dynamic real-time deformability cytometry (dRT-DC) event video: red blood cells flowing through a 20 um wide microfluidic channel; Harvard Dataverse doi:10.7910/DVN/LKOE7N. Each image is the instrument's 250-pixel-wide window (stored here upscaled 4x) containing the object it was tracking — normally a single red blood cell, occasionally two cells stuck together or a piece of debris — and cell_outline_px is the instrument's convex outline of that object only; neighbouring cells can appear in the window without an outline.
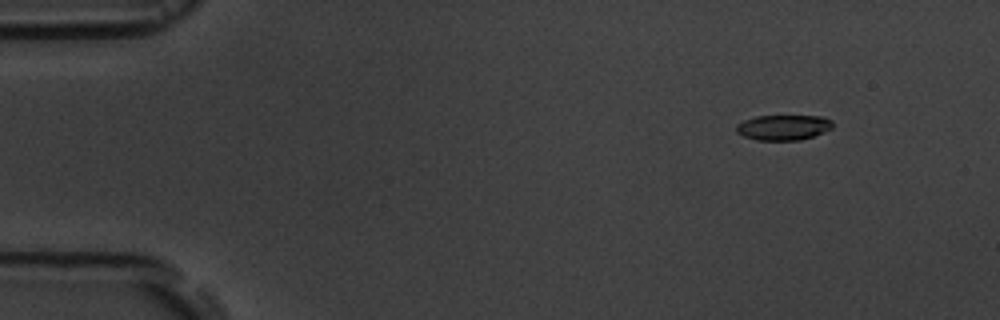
{"species": "common noctule bat (a hibernating species)", "species_latin": "Nyctalus noctula", "temperature_condition": "room temperature", "stored_images_in_passage": 5, "camera_frame_rate_fps": 3000, "um_per_image_px": 0.085, "animal": {"sex": "male", "body_mass_g": 19.5, "forearm_length_mm": 54.6}, "frame": {"image": 1, "passage_image": 2, "time_ms": 1.333, "image_size_px": [1000, 320], "cell_outline_px": [[832, 128], [824, 132], [800, 140], [756, 140], [744, 136], [736, 132], [736, 124], [744, 120], [756, 116], [824, 116], [832, 120]], "centroid_in_image_um": [66.58, 10.82], "position_along_channel_um": 18.4, "area_um2": 14.22}}
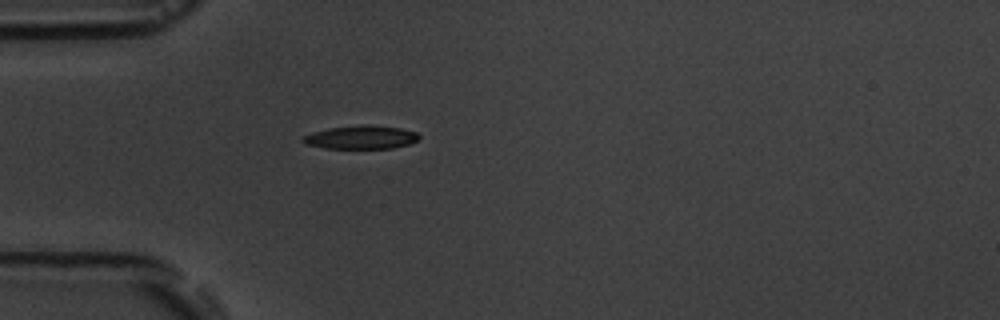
{"frame": {"image": 2, "passage_image": 5, "time_ms": 4.667, "image_size_px": [1000, 320], "cell_outline_px": [[420, 136], [416, 140], [408, 144], [392, 148], [324, 148], [304, 144], [300, 140], [304, 136], [312, 132], [328, 128], [364, 124], [400, 128], [416, 132]], "centroid_in_image_um": [30.64, 11.66], "position_along_channel_um": 54.4, "area_um2": 15.78}}